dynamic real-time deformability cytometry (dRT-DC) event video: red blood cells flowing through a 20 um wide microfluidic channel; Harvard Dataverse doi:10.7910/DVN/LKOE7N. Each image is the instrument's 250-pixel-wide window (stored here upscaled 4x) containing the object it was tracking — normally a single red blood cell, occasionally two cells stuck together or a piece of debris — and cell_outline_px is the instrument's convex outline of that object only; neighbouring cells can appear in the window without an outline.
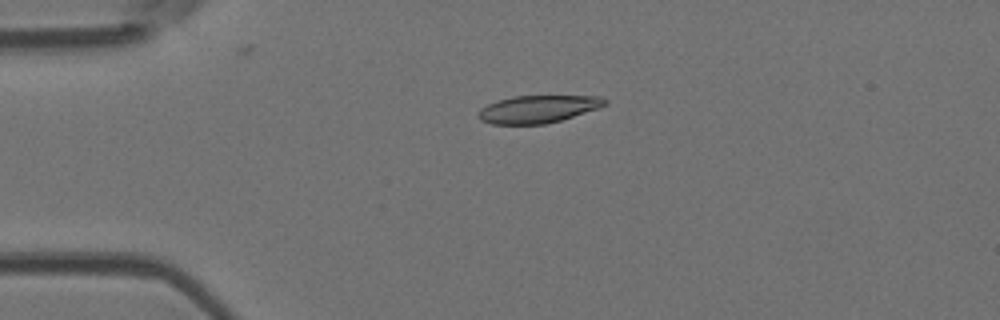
{"species": "Egyptian fruit bat (a non-hibernating species)", "species_latin": "Rousettus aegyptiacus", "temperature_condition": "room temperature", "stored_images_in_passage": 1, "camera_frame_rate_fps": 3000, "um_per_image_px": 0.085, "animal": {"sex": "female"}, "frame": {"image": 1, "passage_image": 1, "time_ms": 0.0, "image_size_px": [1000, 320], "cell_outline_px": [[608, 104], [600, 108], [560, 120], [544, 124], [492, 124], [480, 120], [476, 116], [480, 108], [488, 104], [512, 96], [600, 96], [608, 100]], "centroid_in_image_um": [45.74, 9.27], "position_along_channel_um": 39.3, "area_um2": 20.35}}